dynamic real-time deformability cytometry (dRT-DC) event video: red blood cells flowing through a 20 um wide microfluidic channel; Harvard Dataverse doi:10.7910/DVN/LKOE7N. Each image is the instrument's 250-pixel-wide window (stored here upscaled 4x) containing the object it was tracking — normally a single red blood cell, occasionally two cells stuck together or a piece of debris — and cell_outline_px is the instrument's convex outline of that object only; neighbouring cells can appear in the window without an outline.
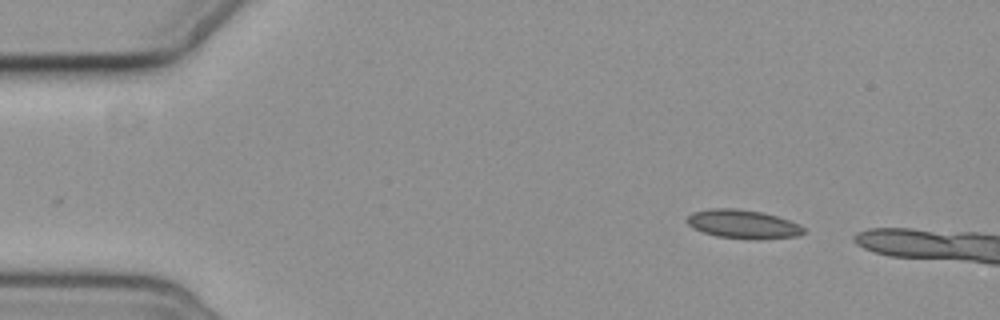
{"species": "common noctule bat (a hibernating species)", "species_latin": "Nyctalus noctula", "temperature_condition": "cold", "stored_images_in_passage": 2, "camera_frame_rate_fps": 3000, "um_per_image_px": 0.085, "animal": {"sex": "female", "body_mass_g": 19.3, "forearm_length_mm": 54.1}, "frame": {"image": 1, "passage_image": 1, "time_ms": 0.0, "image_size_px": [1000, 320], "cell_outline_px": [[804, 232], [796, 236], [756, 240], [748, 240], [716, 236], [692, 228], [684, 220], [692, 212], [712, 208], [736, 208], [760, 212], [776, 216], [788, 220], [804, 228]], "centroid_in_image_um": [63.09, 19.06], "position_along_channel_um": 21.9, "area_um2": 19.54}}